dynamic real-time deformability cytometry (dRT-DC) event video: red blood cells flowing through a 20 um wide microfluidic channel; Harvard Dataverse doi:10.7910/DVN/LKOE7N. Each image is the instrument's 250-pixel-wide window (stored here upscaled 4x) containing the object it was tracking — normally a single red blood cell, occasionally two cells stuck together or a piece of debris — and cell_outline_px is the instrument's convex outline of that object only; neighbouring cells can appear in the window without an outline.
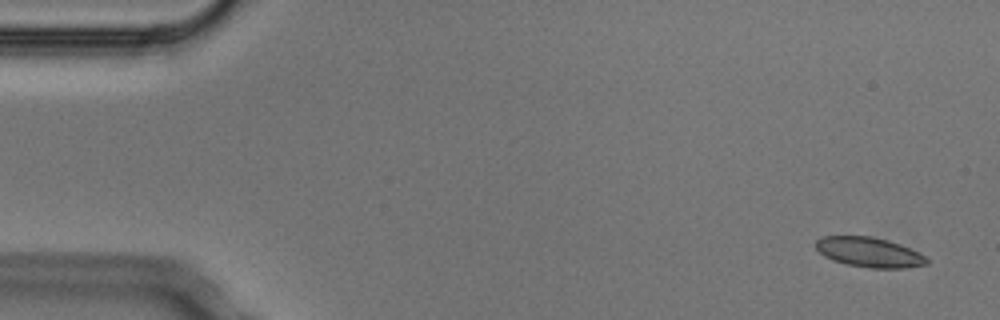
{"species": "Egyptian fruit bat (a non-hibernating species)", "species_latin": "Rousettus aegyptiacus", "temperature_condition": "cold", "stored_images_in_passage": 6, "camera_frame_rate_fps": 3000, "um_per_image_px": 0.085, "animal": {"sex": "male"}, "frame": {"image": 1, "passage_image": 1, "time_ms": 0.0, "image_size_px": [1000, 320], "cell_outline_px": [[928, 264], [904, 268], [868, 268], [848, 264], [832, 260], [824, 256], [816, 248], [816, 240], [820, 236], [872, 236], [888, 240], [900, 244], [924, 256], [928, 260]], "centroid_in_image_um": [73.85, 21.43], "position_along_channel_um": 11.2, "area_um2": 19.19}}
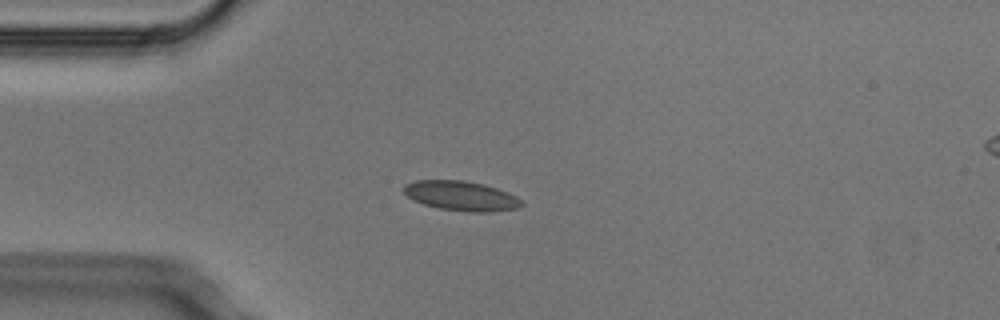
{"frame": {"image": 2, "passage_image": 4, "time_ms": 1.0, "image_size_px": [1000, 320], "cell_outline_px": [[524, 204], [516, 208], [484, 212], [468, 212], [440, 208], [424, 204], [412, 200], [404, 192], [404, 184], [416, 180], [464, 180], [484, 184], [508, 192], [516, 196]], "centroid_in_image_um": [39.18, 16.64], "position_along_channel_um": 45.8, "area_um2": 20.23}}
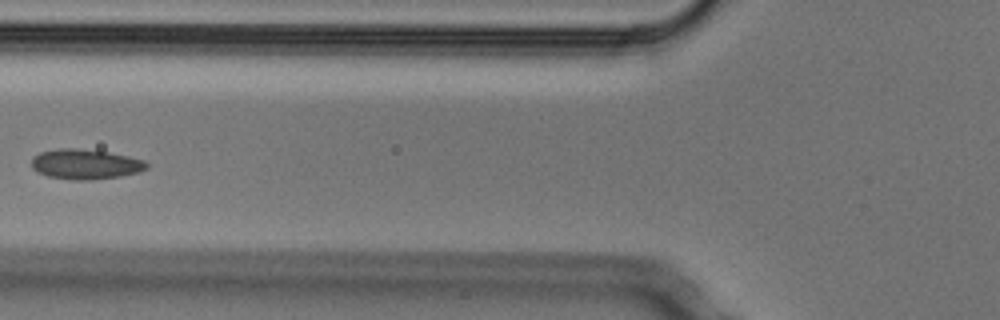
{"frame": {"image": 3, "passage_image": 6, "time_ms": 1.667, "image_size_px": [1000, 320], "cell_outline_px": [[148, 168], [136, 172], [120, 176], [92, 180], [72, 180], [48, 176], [36, 172], [32, 168], [32, 156], [40, 152], [60, 148], [76, 148], [108, 152], [128, 156], [144, 160], [148, 164]], "centroid_in_image_um": [7.22, 13.96], "position_along_channel_um": 118.6, "area_um2": 20.17}}